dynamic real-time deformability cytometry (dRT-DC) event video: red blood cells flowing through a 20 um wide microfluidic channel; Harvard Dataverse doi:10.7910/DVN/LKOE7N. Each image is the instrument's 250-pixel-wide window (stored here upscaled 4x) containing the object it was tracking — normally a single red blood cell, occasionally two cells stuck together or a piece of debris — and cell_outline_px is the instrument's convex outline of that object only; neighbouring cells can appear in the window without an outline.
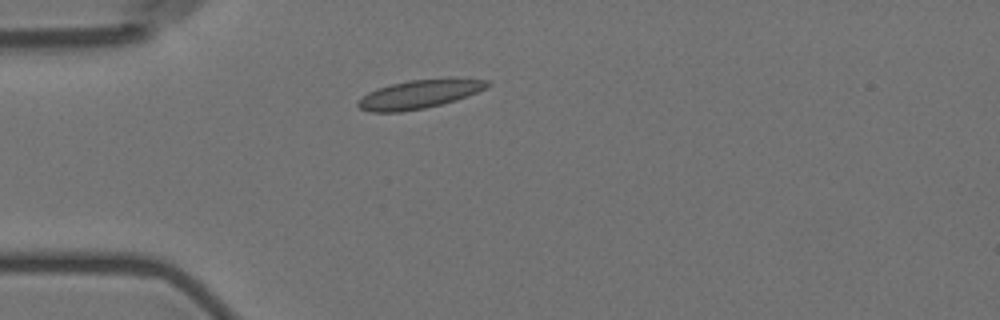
{"species": "Egyptian fruit bat (a non-hibernating species)", "species_latin": "Rousettus aegyptiacus", "temperature_condition": "room temperature", "stored_images_in_passage": 3, "camera_frame_rate_fps": 3000, "um_per_image_px": 0.085, "animal": {"sex": "female"}, "frame": {"image": 1, "passage_image": 1, "time_ms": 0.0, "image_size_px": [1000, 320], "cell_outline_px": [[492, 84], [476, 92], [456, 100], [424, 108], [400, 112], [368, 112], [360, 108], [356, 104], [368, 92], [376, 88], [408, 80], [448, 76], [452, 76], [488, 80]], "centroid_in_image_um": [35.69, 7.96], "position_along_channel_um": 49.3, "area_um2": 21.96}}
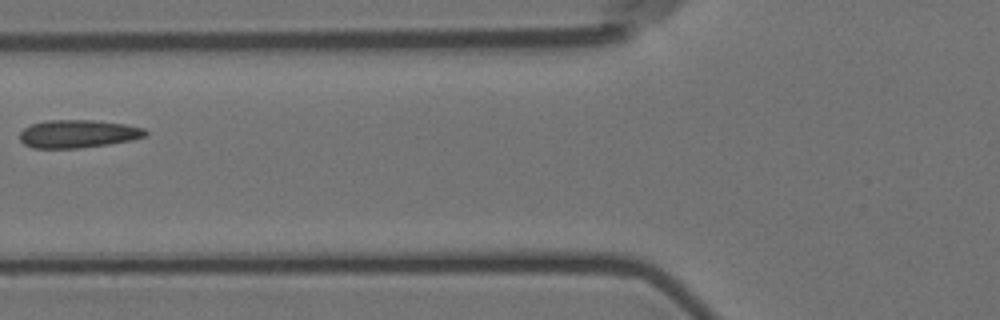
{"frame": {"image": 2, "passage_image": 3, "time_ms": 2.333, "image_size_px": [1000, 320], "cell_outline_px": [[148, 136], [132, 140], [108, 144], [80, 148], [32, 148], [24, 144], [20, 140], [20, 132], [24, 128], [32, 124], [48, 120], [92, 120], [124, 124], [144, 128], [148, 132]], "centroid_in_image_um": [6.64, 11.38], "position_along_channel_um": 119.2, "area_um2": 20.52}}